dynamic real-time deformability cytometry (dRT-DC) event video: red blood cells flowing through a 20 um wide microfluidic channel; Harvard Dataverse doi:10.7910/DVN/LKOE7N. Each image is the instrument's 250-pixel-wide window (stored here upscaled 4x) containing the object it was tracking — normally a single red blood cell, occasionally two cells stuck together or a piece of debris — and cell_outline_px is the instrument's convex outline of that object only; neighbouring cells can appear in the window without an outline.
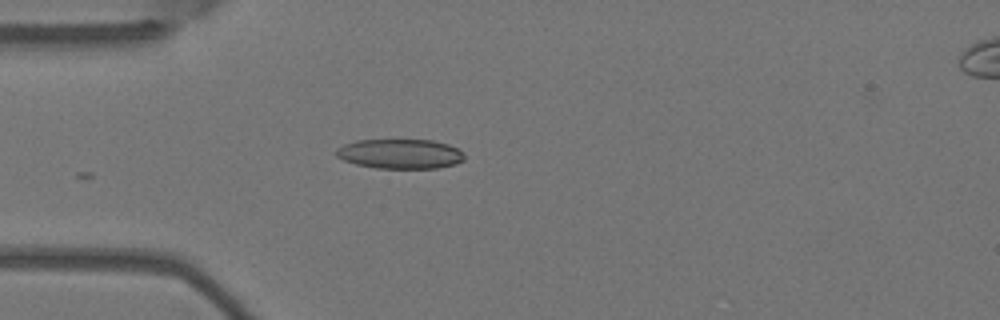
{"species": "Egyptian fruit bat (a non-hibernating species)", "species_latin": "Rousettus aegyptiacus", "temperature_condition": "warm", "stored_images_in_passage": 3, "camera_frame_rate_fps": 3000, "um_per_image_px": 0.085, "animal": {"sex": "female"}, "frame": {"image": 1, "passage_image": 2, "time_ms": 0.333, "image_size_px": [1000, 320], "cell_outline_px": [[464, 160], [456, 164], [436, 168], [376, 168], [356, 164], [344, 160], [336, 156], [336, 148], [344, 144], [356, 140], [432, 140], [448, 144], [464, 152]], "centroid_in_image_um": [34.01, 13.07], "position_along_channel_um": 51.0, "area_um2": 22.2}}